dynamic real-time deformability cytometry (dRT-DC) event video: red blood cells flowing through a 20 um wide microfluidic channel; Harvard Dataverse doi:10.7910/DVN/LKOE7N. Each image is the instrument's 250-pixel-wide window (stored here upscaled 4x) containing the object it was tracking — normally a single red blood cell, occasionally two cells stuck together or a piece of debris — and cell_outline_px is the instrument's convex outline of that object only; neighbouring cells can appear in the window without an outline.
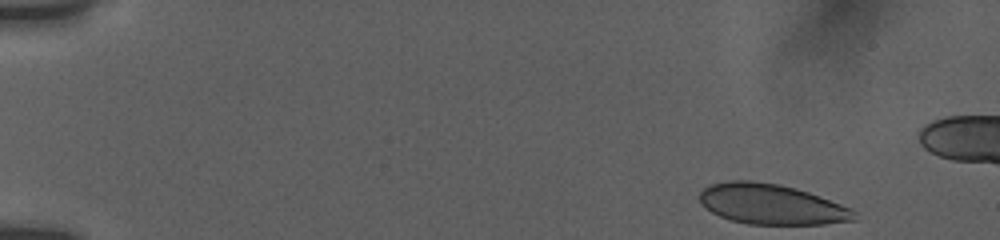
{"species": "human", "species_latin": "Homo sapiens", "temperature_condition": "room temperature", "stored_images_in_passage": 48, "camera_frame_rate_fps": 3000, "um_per_image_px": 0.085, "donor": {"sex": "female"}, "frame": {"image": 1, "passage_image": 1, "time_ms": 0.0, "image_size_px": [1000, 240], "cell_outline_px": [[856, 220], [824, 224], [748, 224], [732, 220], [720, 216], [712, 212], [700, 204], [700, 192], [708, 184], [728, 180], [752, 180], [780, 184], [796, 188], [820, 196], [852, 208], [856, 212]], "centroid_in_image_um": [65.56, 17.35], "position_along_channel_um": 19.4, "area_um2": 36.53}}
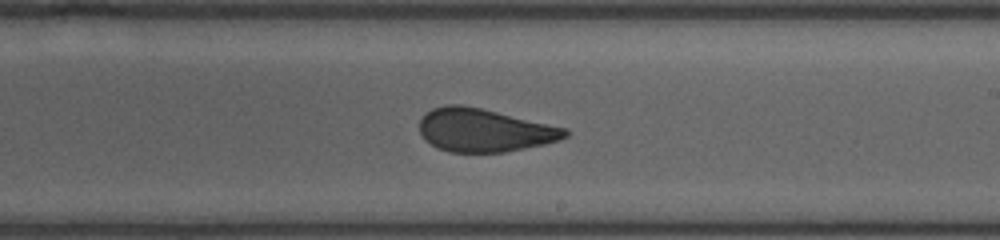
{"frame": {"image": 2, "passage_image": 29, "time_ms": 9.333, "image_size_px": [1000, 240], "cell_outline_px": [[568, 136], [560, 140], [544, 144], [504, 152], [448, 152], [424, 140], [420, 132], [420, 120], [424, 112], [432, 108], [448, 104], [460, 104], [480, 108], [568, 128]], "centroid_in_image_um": [41.15, 11.06], "position_along_channel_um": 247.9, "area_um2": 36.59}}
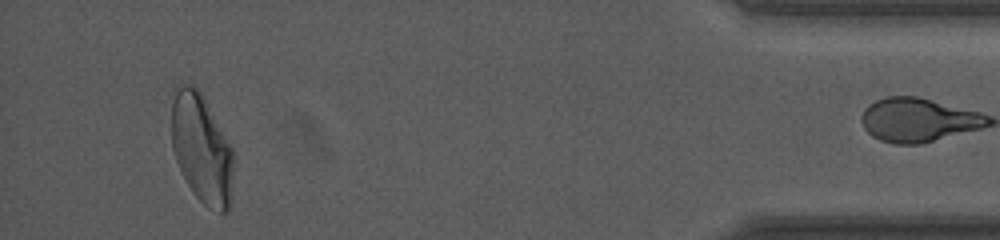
{"frame": {"image": 3, "passage_image": 47, "time_ms": 15.333, "image_size_px": [1000, 240], "cell_outline_px": [[232, 204], [228, 212], [220, 212], [208, 208], [192, 192], [176, 160], [172, 148], [172, 88], [176, 84], [192, 84], [200, 92], [232, 148]], "centroid_in_image_um": [17.12, 12.64], "position_along_channel_um": 418.1, "area_um2": 39.36}}